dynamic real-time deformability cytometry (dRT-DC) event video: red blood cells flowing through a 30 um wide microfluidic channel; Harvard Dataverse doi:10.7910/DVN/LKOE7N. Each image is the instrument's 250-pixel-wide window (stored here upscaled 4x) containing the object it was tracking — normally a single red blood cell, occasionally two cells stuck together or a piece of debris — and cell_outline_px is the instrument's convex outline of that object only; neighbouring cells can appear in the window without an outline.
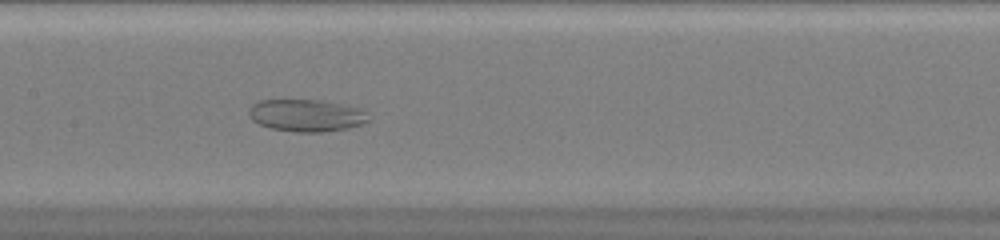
{"species": "common noctule bat (a hibernating species)", "species_latin": "Nyctalus noctula", "temperature_condition": "warm", "stored_images_in_passage": 51, "camera_frame_rate_fps": 3000, "um_per_image_px": 0.085, "animal": {"sex": "female", "body_mass_g": 20.0, "forearm_length_mm": 54.0}, "frame": {"image": 1, "passage_image": 26, "time_ms": 8.333, "image_size_px": [1000, 240], "cell_outline_px": [[372, 120], [348, 128], [324, 132], [296, 132], [272, 128], [260, 124], [252, 120], [248, 116], [248, 108], [252, 104], [260, 100], [320, 100], [360, 108]], "centroid_in_image_um": [26.02, 9.81], "position_along_channel_um": 181.4, "area_um2": 22.43}}
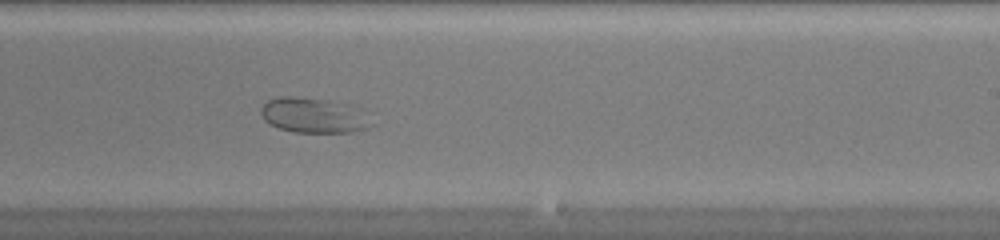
{"frame": {"image": 2, "passage_image": 32, "time_ms": 10.333, "image_size_px": [1000, 240], "cell_outline_px": [[376, 124], [368, 128], [352, 132], [292, 132], [280, 128], [264, 120], [260, 112], [260, 108], [268, 100], [280, 96], [292, 96], [324, 100], [352, 104]], "centroid_in_image_um": [26.67, 9.81], "position_along_channel_um": 262.3, "area_um2": 22.6}}
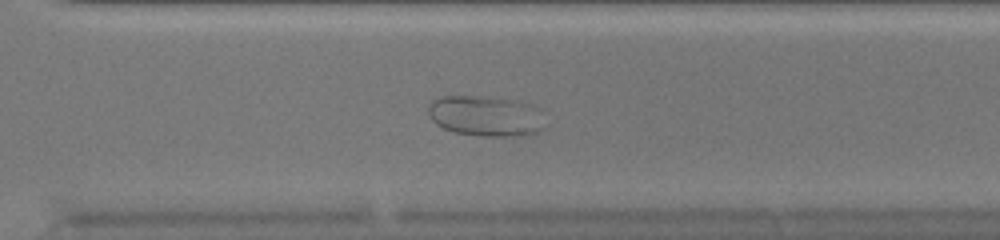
{"frame": {"image": 3, "passage_image": 37, "time_ms": 12.0, "image_size_px": [1000, 240], "cell_outline_px": [[544, 128], [540, 132], [528, 136], [484, 136], [452, 132], [436, 124], [432, 120], [428, 112], [428, 108], [432, 100], [440, 96], [480, 96], [516, 100], [532, 104], [540, 108]], "centroid_in_image_um": [41.32, 9.86], "position_along_channel_um": 329.3, "area_um2": 28.03}}